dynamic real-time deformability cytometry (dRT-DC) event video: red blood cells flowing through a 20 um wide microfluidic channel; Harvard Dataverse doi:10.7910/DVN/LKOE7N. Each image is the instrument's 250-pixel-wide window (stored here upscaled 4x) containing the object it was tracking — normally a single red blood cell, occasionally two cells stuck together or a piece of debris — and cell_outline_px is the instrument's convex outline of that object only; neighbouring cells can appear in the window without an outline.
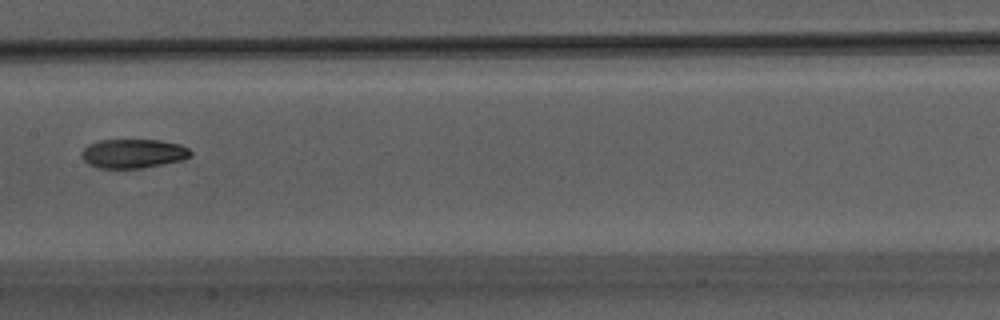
{"species": "Egyptian fruit bat (a non-hibernating species)", "species_latin": "Rousettus aegyptiacus", "temperature_condition": "warm", "stored_images_in_passage": 37, "camera_frame_rate_fps": 3000, "um_per_image_px": 0.085, "animal": {"sex": "male"}, "frame": {"image": 1, "passage_image": 21, "time_ms": 6.667, "image_size_px": [1000, 320], "cell_outline_px": [[192, 152], [188, 156], [180, 160], [164, 164], [140, 168], [96, 168], [88, 164], [80, 156], [80, 152], [88, 144], [100, 140], [160, 140], [180, 144], [188, 148]], "centroid_in_image_um": [11.27, 13.05], "position_along_channel_um": 196.1, "area_um2": 18.5}}
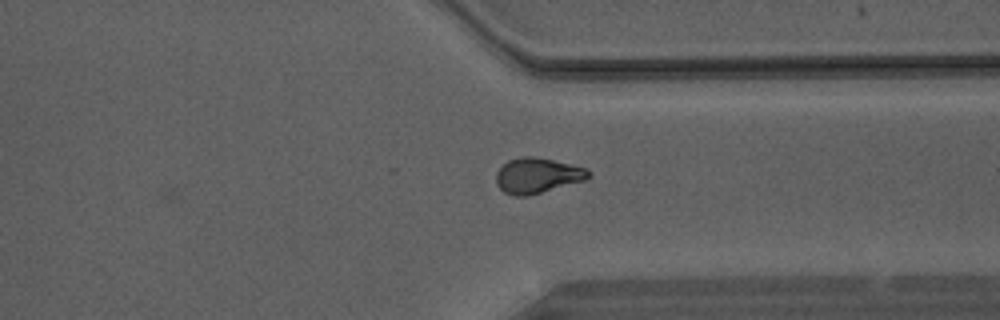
{"frame": {"image": 2, "passage_image": 32, "time_ms": 10.333, "image_size_px": [1000, 320], "cell_outline_px": [[592, 172], [584, 180], [528, 196], [512, 196], [504, 192], [496, 184], [496, 172], [508, 160], [524, 156], [532, 156], [552, 160], [588, 168]], "centroid_in_image_um": [45.65, 14.92], "position_along_channel_um": 365.7, "area_um2": 18.9}}
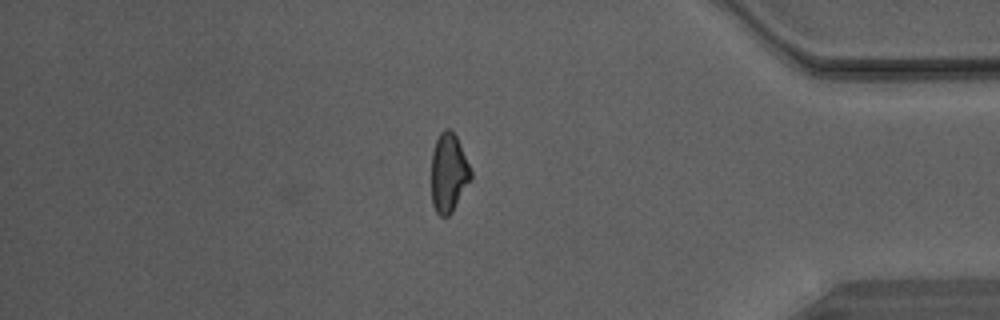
{"frame": {"image": 3, "passage_image": 36, "time_ms": 11.667, "image_size_px": [1000, 320], "cell_outline_px": [[472, 180], [452, 212], [448, 216], [440, 216], [436, 212], [432, 204], [432, 152], [436, 140], [440, 132], [444, 128], [448, 128], [456, 136], [460, 144], [472, 172]], "centroid_in_image_um": [38.14, 14.71], "position_along_channel_um": 397.1, "area_um2": 18.21}}